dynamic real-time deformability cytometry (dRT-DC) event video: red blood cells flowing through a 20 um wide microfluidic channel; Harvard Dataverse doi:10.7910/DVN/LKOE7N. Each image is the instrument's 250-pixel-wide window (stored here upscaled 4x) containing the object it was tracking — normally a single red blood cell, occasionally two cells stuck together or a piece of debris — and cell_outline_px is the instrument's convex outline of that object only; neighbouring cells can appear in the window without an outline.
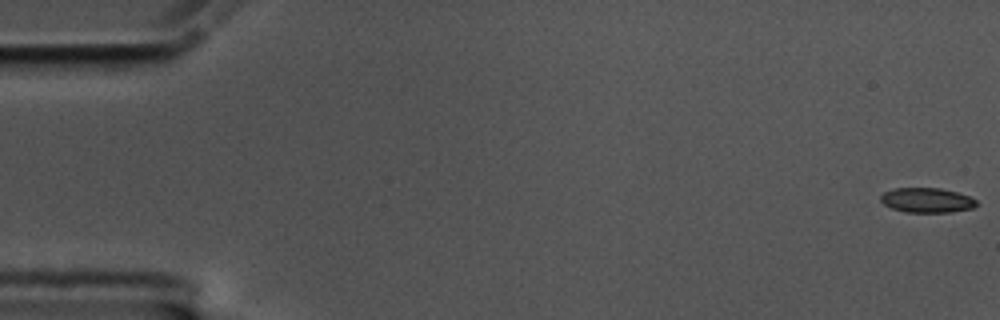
{"species": "common noctule bat (a hibernating species)", "species_latin": "Nyctalus noctula", "temperature_condition": "cold", "stored_images_in_passage": 59, "camera_frame_rate_fps": 3000, "um_per_image_px": 0.085, "animal": {"sex": "male", "body_mass_g": 17.5, "forearm_length_mm": 52.3}, "frame": {"image": 1, "passage_image": 1, "time_ms": 0.0, "image_size_px": [1000, 320], "cell_outline_px": [[980, 204], [972, 208], [952, 212], [908, 212], [892, 208], [884, 204], [880, 200], [880, 196], [884, 192], [892, 188], [940, 188], [972, 196]], "centroid_in_image_um": [78.82, 17.01], "position_along_channel_um": 6.2, "area_um2": 13.93}}
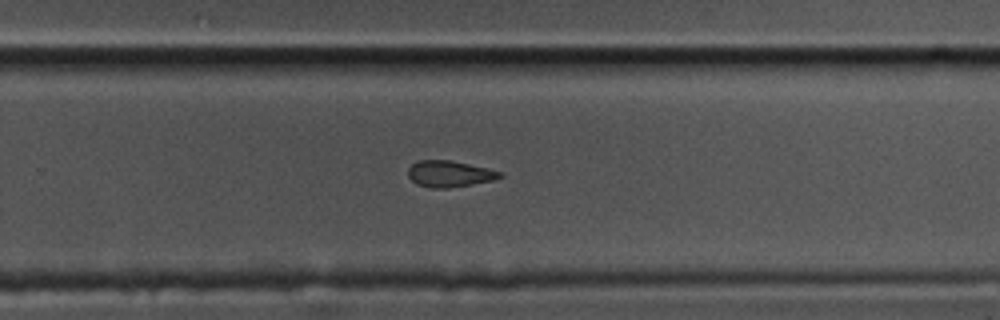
{"frame": {"image": 2, "passage_image": 38, "time_ms": 12.333, "image_size_px": [1000, 320], "cell_outline_px": [[504, 176], [492, 180], [472, 184], [448, 188], [432, 188], [416, 184], [408, 176], [408, 168], [412, 164], [420, 160], [448, 160], [468, 164], [500, 172]], "centroid_in_image_um": [38.15, 14.78], "position_along_channel_um": 291.6, "area_um2": 13.81}}
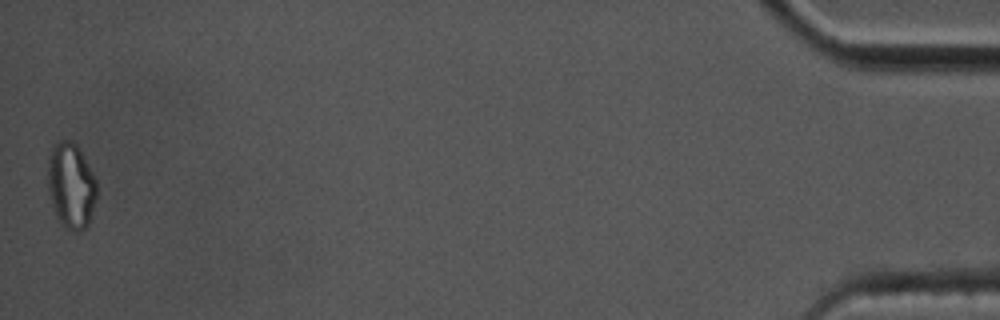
{"frame": {"image": 3, "passage_image": 58, "time_ms": 19.0, "image_size_px": [1000, 320], "cell_outline_px": [[96, 196], [92, 212], [88, 224], [84, 228], [76, 232], [68, 228], [56, 216], [52, 204], [48, 188], [48, 156], [52, 144], [60, 140], [72, 140], [80, 148], [96, 180]], "centroid_in_image_um": [6.03, 15.71], "position_along_channel_um": 429.2, "area_um2": 24.33}}